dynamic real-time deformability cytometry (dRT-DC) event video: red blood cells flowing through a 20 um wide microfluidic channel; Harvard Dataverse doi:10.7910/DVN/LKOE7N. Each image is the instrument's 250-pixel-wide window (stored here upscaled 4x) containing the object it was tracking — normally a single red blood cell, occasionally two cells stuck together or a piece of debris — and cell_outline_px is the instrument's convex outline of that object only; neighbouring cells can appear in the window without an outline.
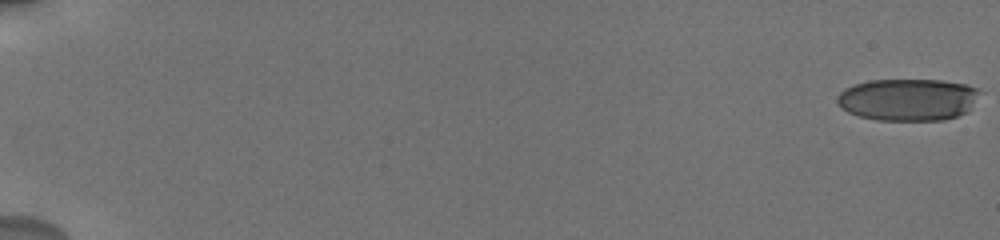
{"species": "human", "species_latin": "Homo sapiens", "temperature_condition": "cold", "stored_images_in_passage": 19, "camera_frame_rate_fps": 3000, "um_per_image_px": 0.085, "donor": {"sex": "male"}, "frame": {"image": 1, "passage_image": 1, "time_ms": 0.0, "image_size_px": [1000, 240], "cell_outline_px": [[984, 92], [968, 112], [944, 120], [876, 120], [860, 116], [848, 112], [840, 108], [836, 100], [836, 96], [844, 88], [852, 84], [868, 80], [940, 80], [964, 84], [976, 88]], "centroid_in_image_um": [77.18, 8.46], "position_along_channel_um": 7.8, "area_um2": 35.49}}
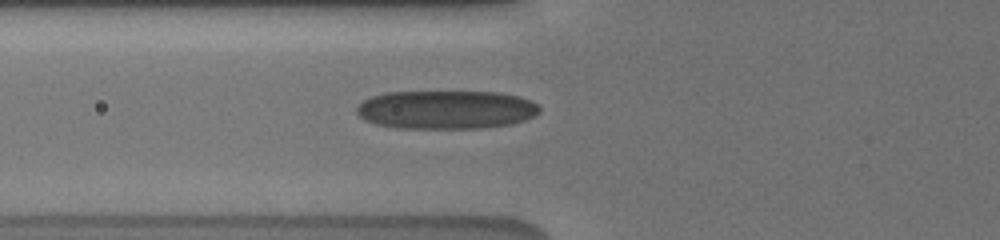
{"frame": {"image": 2, "passage_image": 13, "time_ms": 7.667, "image_size_px": [1000, 240], "cell_outline_px": [[540, 112], [536, 116], [512, 124], [480, 128], [396, 128], [376, 124], [364, 120], [356, 112], [356, 108], [364, 100], [372, 96], [384, 92], [500, 92], [520, 96], [532, 100], [540, 108]], "centroid_in_image_um": [37.94, 9.32], "position_along_channel_um": 87.9, "area_um2": 41.38}}
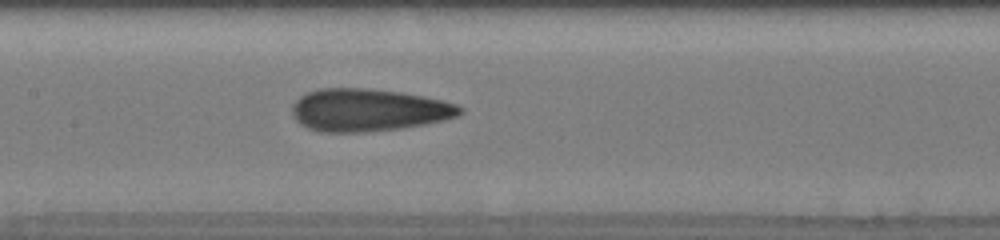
{"frame": {"image": 3, "passage_image": 19, "time_ms": 10.0, "image_size_px": [1000, 240], "cell_outline_px": [[464, 112], [460, 116], [444, 120], [404, 128], [364, 132], [316, 132], [300, 124], [296, 120], [292, 112], [292, 104], [300, 96], [316, 88], [368, 88], [400, 92], [424, 96], [444, 100], [456, 104], [464, 108]], "centroid_in_image_um": [31.33, 9.35], "position_along_channel_um": 176.1, "area_um2": 42.08}}